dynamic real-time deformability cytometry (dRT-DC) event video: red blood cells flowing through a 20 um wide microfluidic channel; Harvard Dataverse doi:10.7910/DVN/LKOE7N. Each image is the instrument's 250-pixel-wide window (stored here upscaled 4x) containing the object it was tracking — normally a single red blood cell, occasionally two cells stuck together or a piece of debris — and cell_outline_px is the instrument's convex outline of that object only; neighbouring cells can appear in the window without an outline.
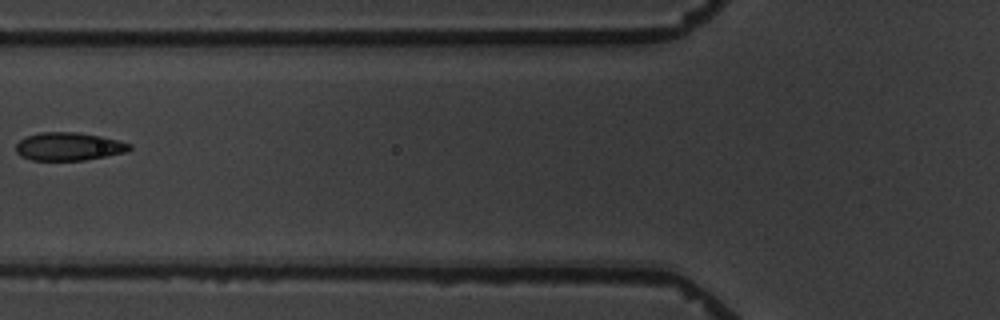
{"species": "common noctule bat (a hibernating species)", "species_latin": "Nyctalus noctula", "temperature_condition": "warm", "stored_images_in_passage": 3, "camera_frame_rate_fps": 3000, "um_per_image_px": 0.085, "animal": {"sex": "male", "body_mass_g": 19.5, "forearm_length_mm": 54.6}, "frame": {"image": 1, "passage_image": 3, "time_ms": 2.333, "image_size_px": [1000, 320], "cell_outline_px": [[132, 148], [124, 152], [84, 160], [32, 160], [20, 156], [16, 152], [16, 144], [20, 140], [28, 136], [40, 132], [76, 132], [100, 136], [132, 144]], "centroid_in_image_um": [5.81, 12.45], "position_along_channel_um": 120.0, "area_um2": 18.38}}